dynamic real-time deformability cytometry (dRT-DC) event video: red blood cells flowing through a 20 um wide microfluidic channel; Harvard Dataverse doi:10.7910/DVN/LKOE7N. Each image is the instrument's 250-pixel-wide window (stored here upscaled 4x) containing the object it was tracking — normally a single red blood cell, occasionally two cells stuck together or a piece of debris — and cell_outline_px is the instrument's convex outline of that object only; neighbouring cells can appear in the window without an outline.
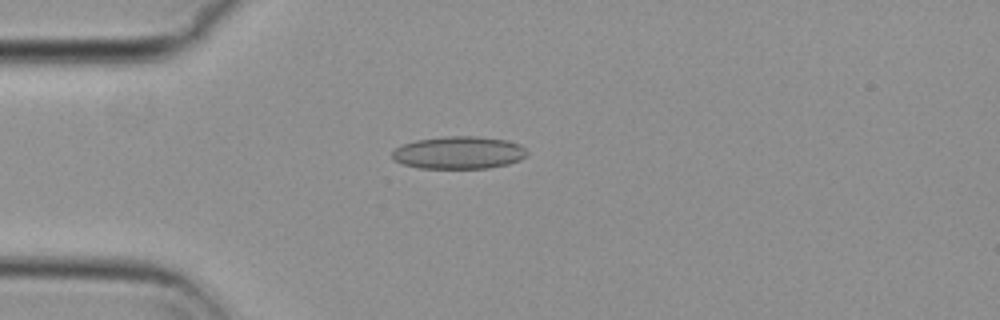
{"species": "common noctule bat (a hibernating species)", "species_latin": "Nyctalus noctula", "temperature_condition": "cold", "stored_images_in_passage": 55, "camera_frame_rate_fps": 3000, "um_per_image_px": 0.085, "animal": {"sex": "female", "body_mass_g": 29.2, "forearm_length_mm": 56.3}, "frame": {"image": 1, "passage_image": 14, "time_ms": 4.333, "image_size_px": [1000, 320], "cell_outline_px": [[528, 152], [520, 160], [508, 164], [488, 168], [420, 168], [404, 164], [392, 160], [392, 152], [396, 148], [404, 144], [416, 140], [448, 136], [476, 136], [504, 140], [520, 144]], "centroid_in_image_um": [38.99, 12.98], "position_along_channel_um": 46.0, "area_um2": 25.43}}
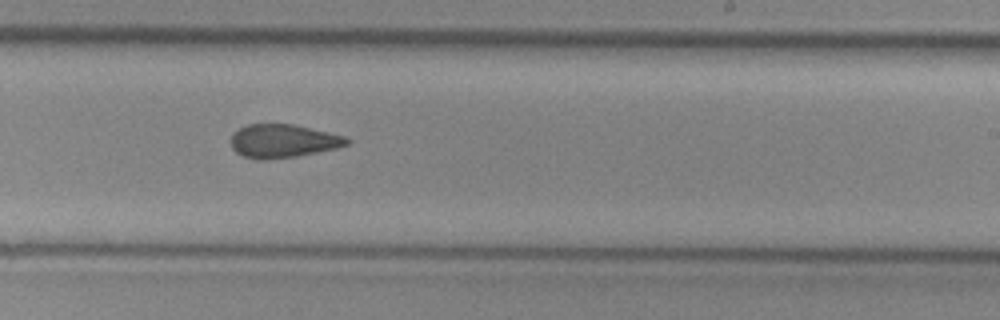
{"frame": {"image": 2, "passage_image": 33, "time_ms": 10.667, "image_size_px": [1000, 320], "cell_outline_px": [[352, 140], [348, 144], [336, 148], [296, 156], [268, 160], [256, 160], [244, 156], [236, 152], [232, 148], [232, 132], [244, 124], [292, 124], [348, 136]], "centroid_in_image_um": [24.06, 11.98], "position_along_channel_um": 264.9, "area_um2": 22.77}}
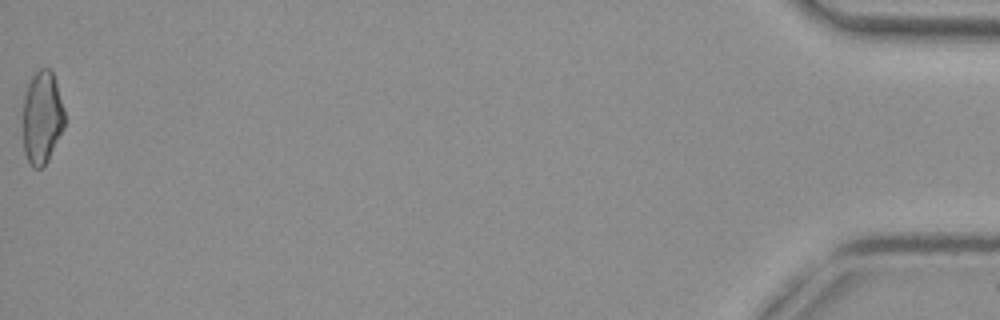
{"frame": {"image": 3, "passage_image": 55, "time_ms": 18.0, "image_size_px": [1000, 320], "cell_outline_px": [[64, 128], [44, 168], [32, 168], [24, 152], [24, 96], [28, 84], [32, 76], [40, 68], [48, 68], [52, 72], [64, 108]], "centroid_in_image_um": [3.58, 10.02], "position_along_channel_um": 431.6, "area_um2": 22.37}, "authors_computed_cell_mechanics": {"area_um2": 23.2934, "velocity_mm_per_s": 3.7203, "shape_relaxation_time_tau1_ms": null, "shape_relaxation_time_tau2_ms": 3.0892, "deformation_change_tau1": null, "deformation_change_tau2": 0.107}}